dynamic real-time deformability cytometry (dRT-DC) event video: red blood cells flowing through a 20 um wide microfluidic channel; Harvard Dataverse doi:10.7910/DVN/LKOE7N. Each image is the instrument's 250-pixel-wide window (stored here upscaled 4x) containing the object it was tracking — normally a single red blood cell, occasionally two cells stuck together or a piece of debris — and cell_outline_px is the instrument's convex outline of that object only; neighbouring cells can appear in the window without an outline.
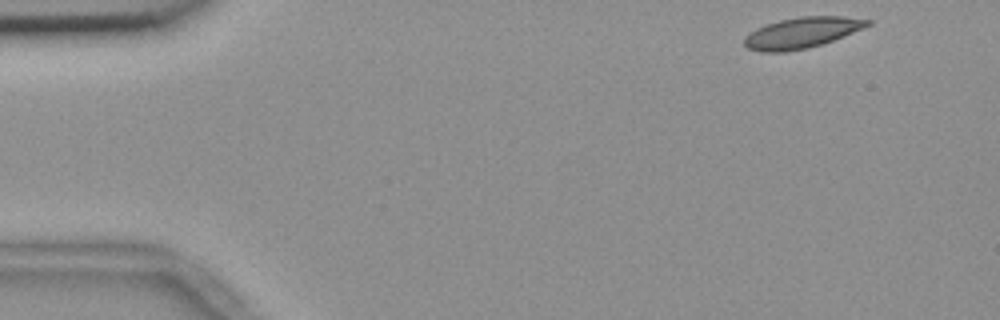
{"species": "common noctule bat (a hibernating species)", "species_latin": "Nyctalus noctula", "temperature_condition": "room temperature", "stored_images_in_passage": 51, "camera_frame_rate_fps": 3000, "um_per_image_px": 0.085, "animal": {"sex": "female", "body_mass_g": 18.4}, "frame": {"image": 1, "passage_image": 1, "time_ms": 0.0, "image_size_px": [1000, 320], "cell_outline_px": [[872, 24], [844, 36], [824, 44], [808, 48], [784, 52], [760, 52], [748, 48], [744, 44], [744, 40], [756, 28], [780, 20], [800, 16], [844, 16], [872, 20]], "centroid_in_image_um": [68.2, 2.78], "position_along_channel_um": 16.8, "area_um2": 22.08}}
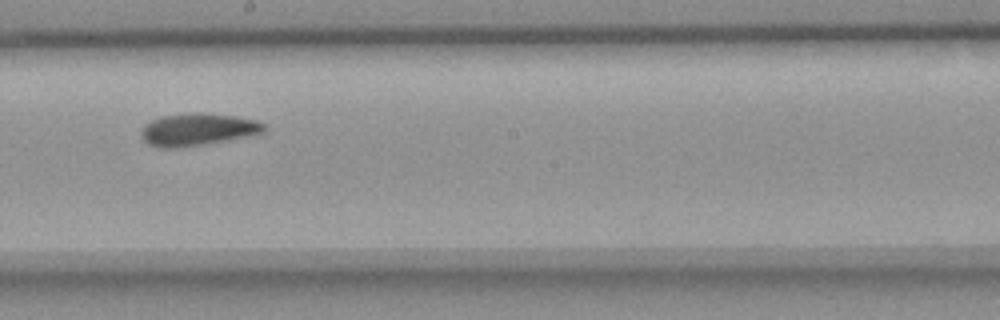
{"frame": {"image": 2, "passage_image": 27, "time_ms": 8.667, "image_size_px": [1000, 320], "cell_outline_px": [[268, 128], [264, 132], [256, 136], [200, 144], [168, 148], [160, 148], [148, 144], [140, 136], [140, 132], [144, 124], [160, 116], [192, 112], [208, 112], [236, 116], [256, 120], [264, 124]], "centroid_in_image_um": [16.84, 10.98], "position_along_channel_um": 231.4, "area_um2": 23.52}}
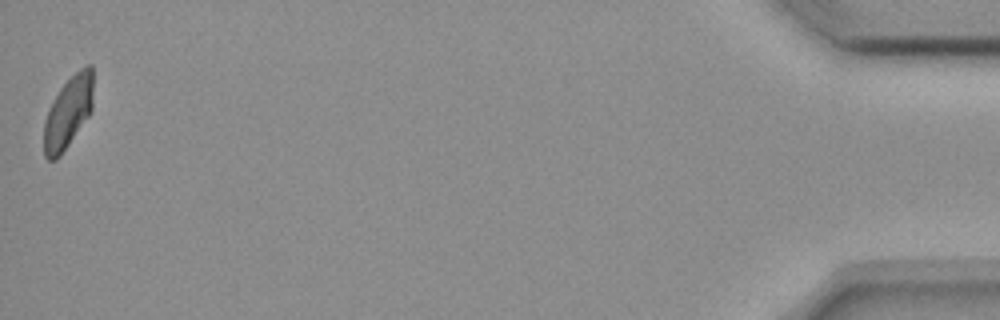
{"frame": {"image": 3, "passage_image": 51, "time_ms": 16.667, "image_size_px": [1000, 320], "cell_outline_px": [[92, 112], [60, 156], [56, 160], [48, 160], [44, 156], [44, 120], [48, 108], [52, 100], [60, 88], [80, 68], [88, 64], [92, 64]], "centroid_in_image_um": [5.78, 9.57], "position_along_channel_um": 429.4, "area_um2": 20.69}, "authors_computed_cell_mechanics": {"area_um2": 22.253, "velocity_mm_per_s": 3.6585, "shape_relaxation_time_tau1_ms": 6.9672, "shape_relaxation_time_tau2_ms": 3.5408, "deformation_change_tau1": 0.1323, "deformation_change_tau2": 0.056}}